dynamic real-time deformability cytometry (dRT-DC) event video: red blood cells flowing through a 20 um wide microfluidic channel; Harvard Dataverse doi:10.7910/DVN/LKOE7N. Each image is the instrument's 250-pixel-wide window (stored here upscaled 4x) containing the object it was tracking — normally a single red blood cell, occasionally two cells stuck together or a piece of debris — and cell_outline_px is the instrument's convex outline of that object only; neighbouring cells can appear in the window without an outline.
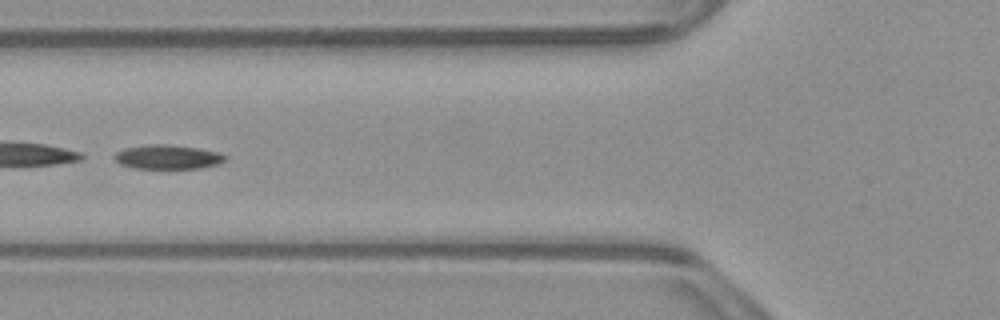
{"species": "common noctule bat (a hibernating species)", "species_latin": "Nyctalus noctula", "temperature_condition": "warm", "stored_images_in_passage": 39, "camera_frame_rate_fps": 3000, "um_per_image_px": 0.085, "animal": {"sex": "male", "body_mass_g": 23.1, "forearm_length_mm": 52.7}, "frame": {"image": 1, "passage_image": 9, "time_ms": 2.667, "image_size_px": [1000, 320], "cell_outline_px": [[228, 156], [224, 160], [216, 164], [200, 168], [136, 168], [120, 164], [112, 156], [116, 152], [124, 148], [148, 144], [168, 144], [196, 148], [220, 152]], "centroid_in_image_um": [14.23, 13.33], "position_along_channel_um": 111.6, "area_um2": 15.55}}
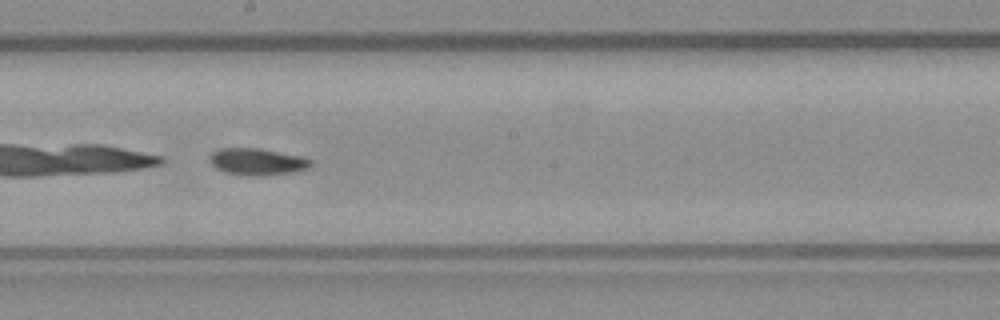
{"frame": {"image": 2, "passage_image": 18, "time_ms": 5.667, "image_size_px": [1000, 320], "cell_outline_px": [[312, 164], [308, 168], [288, 172], [260, 176], [224, 172], [216, 168], [212, 164], [208, 156], [212, 152], [220, 148], [260, 148], [304, 156], [312, 160]], "centroid_in_image_um": [21.86, 13.72], "position_along_channel_um": 226.3, "area_um2": 15.72}}
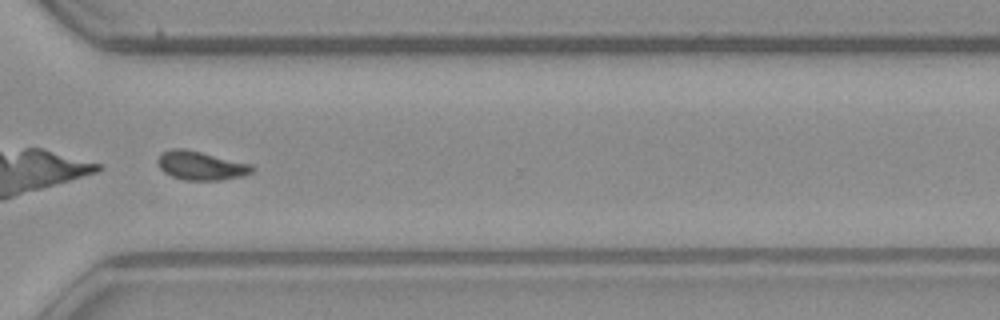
{"frame": {"image": 3, "passage_image": 28, "time_ms": 9.0, "image_size_px": [1000, 320], "cell_outline_px": [[256, 168], [252, 172], [240, 176], [220, 180], [184, 180], [172, 176], [164, 172], [160, 168], [156, 160], [164, 152], [172, 148], [184, 148], [252, 164]], "centroid_in_image_um": [17.08, 14.07], "position_along_channel_um": 353.5, "area_um2": 15.72}, "authors_computed_cell_mechanics": {"area_um2": 15.7216, "velocity_mm_per_s": 3.8137, "shape_relaxation_time_tau1_ms": 0.2791, "shape_relaxation_time_tau2_ms": null, "deformation_change_tau1": 0.2721, "deformation_change_tau2": null}}